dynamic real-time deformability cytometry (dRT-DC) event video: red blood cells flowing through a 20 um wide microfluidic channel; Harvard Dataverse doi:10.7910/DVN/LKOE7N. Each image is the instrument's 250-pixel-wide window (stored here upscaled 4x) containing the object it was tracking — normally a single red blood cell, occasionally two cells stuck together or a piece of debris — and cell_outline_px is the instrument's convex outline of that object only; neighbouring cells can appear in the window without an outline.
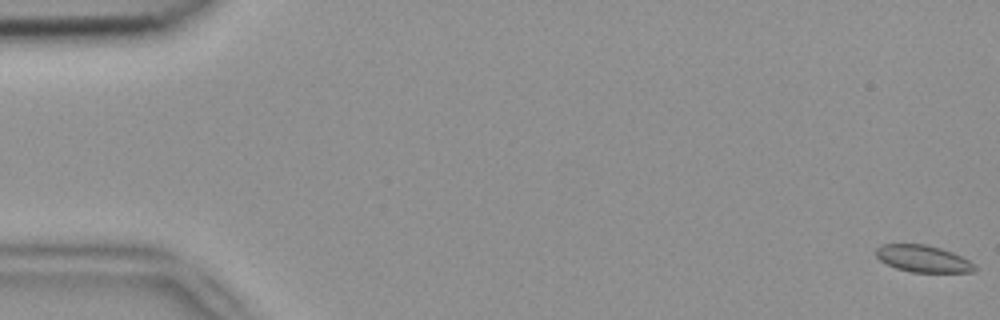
{"species": "common noctule bat (a hibernating species)", "species_latin": "Nyctalus noctula", "temperature_condition": "room temperature", "stored_images_in_passage": 7, "camera_frame_rate_fps": 3000, "um_per_image_px": 0.085, "animal": {"sex": "female", "body_mass_g": 18.4}, "frame": {"image": 1, "passage_image": 1, "time_ms": 0.0, "image_size_px": [1000, 320], "cell_outline_px": [[976, 268], [972, 272], [912, 272], [896, 268], [880, 260], [876, 256], [876, 248], [880, 244], [924, 244], [940, 248], [952, 252], [968, 260]], "centroid_in_image_um": [78.41, 21.98], "position_along_channel_um": 6.6, "area_um2": 15.26}}